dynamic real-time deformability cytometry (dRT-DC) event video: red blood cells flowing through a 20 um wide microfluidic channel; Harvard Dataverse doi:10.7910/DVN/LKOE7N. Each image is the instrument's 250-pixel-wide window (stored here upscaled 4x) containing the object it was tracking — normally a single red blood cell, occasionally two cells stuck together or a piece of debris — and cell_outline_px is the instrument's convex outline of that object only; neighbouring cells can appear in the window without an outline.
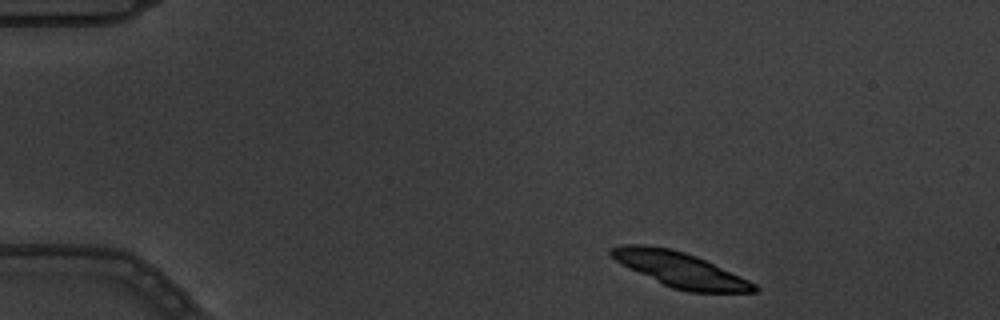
{"species": "common noctule bat (a hibernating species)", "species_latin": "Nyctalus noctula", "temperature_condition": "warm", "stored_images_in_passage": 5, "camera_frame_rate_fps": 3000, "um_per_image_px": 0.085, "animal": {"sex": "male", "body_mass_g": 19.5, "forearm_length_mm": 54.6}, "frame": {"image": 1, "passage_image": 1, "time_ms": 0.0, "image_size_px": [1000, 320], "cell_outline_px": [[760, 292], [688, 292], [672, 288], [628, 268], [620, 264], [608, 252], [612, 248], [620, 244], [644, 244], [672, 248], [696, 256], [748, 280], [756, 284], [760, 288]], "centroid_in_image_um": [57.79, 22.91], "position_along_channel_um": 27.2, "area_um2": 29.07}}